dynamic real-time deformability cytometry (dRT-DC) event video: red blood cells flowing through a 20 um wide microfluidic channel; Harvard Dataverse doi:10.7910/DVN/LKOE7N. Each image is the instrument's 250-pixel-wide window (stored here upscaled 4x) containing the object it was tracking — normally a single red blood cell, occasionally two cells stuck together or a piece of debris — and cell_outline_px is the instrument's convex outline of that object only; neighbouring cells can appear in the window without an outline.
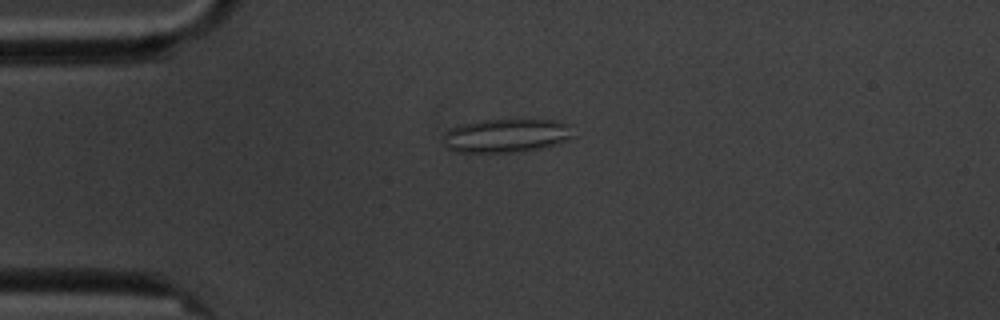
{"species": "common noctule bat (a hibernating species)", "species_latin": "Nyctalus noctula", "temperature_condition": "cold", "stored_images_in_passage": 5, "camera_frame_rate_fps": 3000, "um_per_image_px": 0.085, "animal": {"sex": "male", "body_mass_g": 20.1, "forearm_length_mm": 53.5}, "frame": {"image": 1, "passage_image": 4, "time_ms": 3.667, "image_size_px": [1000, 320], "cell_outline_px": [[572, 136], [564, 140], [540, 148], [524, 152], [452, 152], [444, 144], [444, 136], [448, 128], [460, 124], [480, 120], [516, 116], [556, 120], [572, 124]], "centroid_in_image_um": [43.03, 11.46], "position_along_channel_um": 42.0, "area_um2": 26.65}}